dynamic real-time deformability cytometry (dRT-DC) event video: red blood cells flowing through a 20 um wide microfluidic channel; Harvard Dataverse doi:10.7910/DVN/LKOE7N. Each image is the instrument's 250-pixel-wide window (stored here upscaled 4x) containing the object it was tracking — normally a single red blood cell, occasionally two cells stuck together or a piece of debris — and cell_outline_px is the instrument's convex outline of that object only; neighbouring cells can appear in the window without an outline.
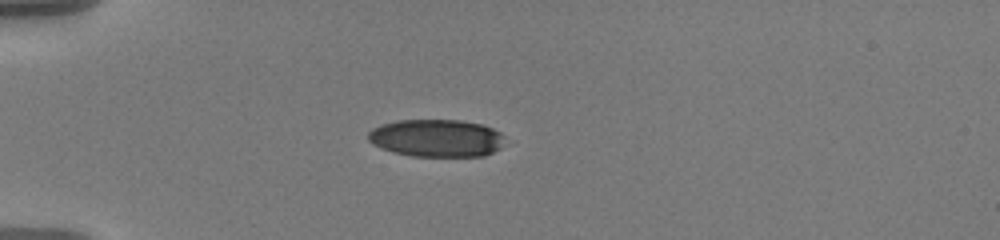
{"species": "human", "species_latin": "Homo sapiens", "temperature_condition": "warm", "stored_images_in_passage": 15, "camera_frame_rate_fps": 3000, "um_per_image_px": 0.085, "donor": {"sex": "male"}, "frame": {"image": 1, "passage_image": 1, "time_ms": 0.0, "image_size_px": [1000, 240], "cell_outline_px": [[504, 136], [500, 148], [484, 156], [412, 156], [380, 148], [372, 144], [368, 140], [368, 132], [372, 128], [380, 124], [396, 120], [460, 120], [484, 124], [500, 132]], "centroid_in_image_um": [37.08, 11.72], "position_along_channel_um": 47.9, "area_um2": 30.06}}
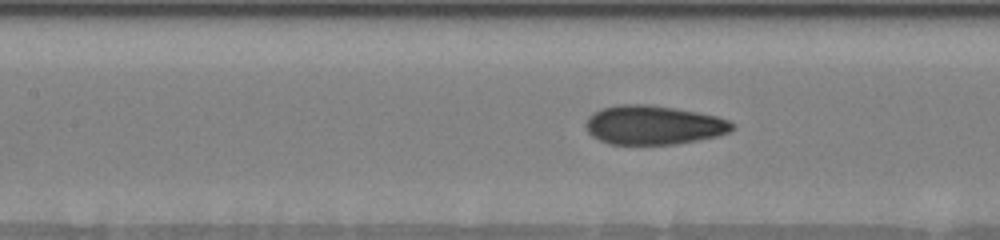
{"frame": {"image": 2, "passage_image": 9, "time_ms": 2.667, "image_size_px": [1000, 240], "cell_outline_px": [[736, 128], [728, 132], [716, 136], [676, 144], [608, 144], [592, 136], [588, 132], [584, 124], [588, 116], [592, 112], [616, 104], [648, 104], [676, 108], [716, 116], [728, 120], [736, 124]], "centroid_in_image_um": [55.52, 10.62], "position_along_channel_um": 151.9, "area_um2": 33.47}}
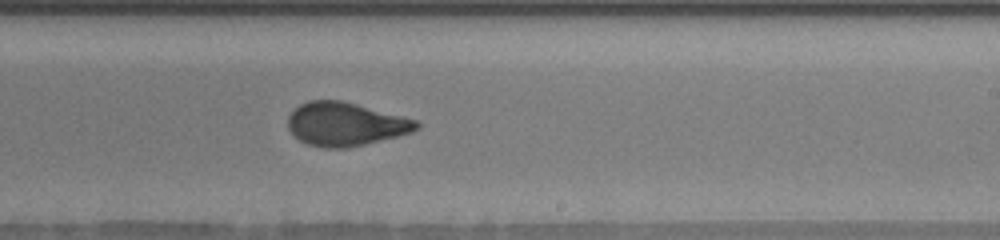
{"frame": {"image": 3, "passage_image": 15, "time_ms": 4.667, "image_size_px": [1000, 240], "cell_outline_px": [[420, 128], [412, 132], [364, 144], [344, 148], [324, 148], [308, 144], [300, 140], [288, 128], [288, 116], [300, 104], [308, 100], [340, 100], [356, 104], [416, 120], [420, 124]], "centroid_in_image_um": [29.35, 10.55], "position_along_channel_um": 259.7, "area_um2": 32.14}}